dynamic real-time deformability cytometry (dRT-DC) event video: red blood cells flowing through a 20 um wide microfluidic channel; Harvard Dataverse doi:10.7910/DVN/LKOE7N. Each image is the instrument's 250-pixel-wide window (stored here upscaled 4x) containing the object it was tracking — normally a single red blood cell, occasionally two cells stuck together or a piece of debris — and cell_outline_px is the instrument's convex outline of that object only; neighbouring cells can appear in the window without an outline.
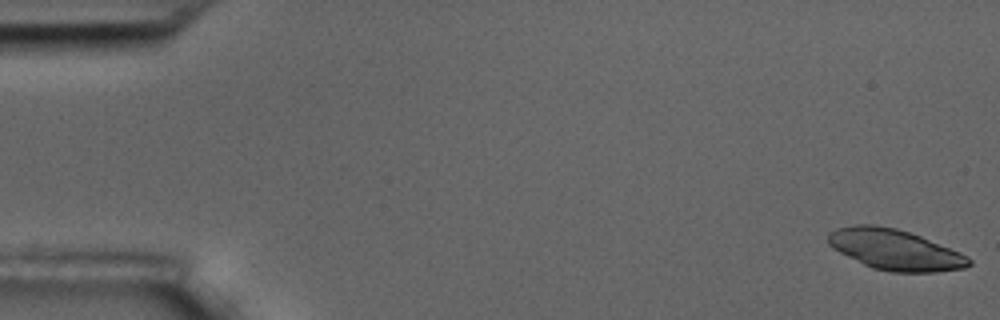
{"species": "common noctule bat (a hibernating species)", "species_latin": "Nyctalus noctula", "temperature_condition": "room temperature", "stored_images_in_passage": 7, "camera_frame_rate_fps": 3000, "um_per_image_px": 0.085, "animal": {"sex": "male", "body_mass_g": 17.5, "forearm_length_mm": 52.3}, "frame": {"image": 1, "passage_image": 1, "time_ms": 0.0, "image_size_px": [1000, 320], "cell_outline_px": [[972, 264], [964, 268], [936, 272], [892, 272], [872, 268], [832, 248], [828, 244], [828, 236], [836, 228], [856, 224], [876, 224], [896, 228], [920, 236], [960, 252], [968, 256], [972, 260]], "centroid_in_image_um": [76.08, 21.22], "position_along_channel_um": 8.9, "area_um2": 33.18}}